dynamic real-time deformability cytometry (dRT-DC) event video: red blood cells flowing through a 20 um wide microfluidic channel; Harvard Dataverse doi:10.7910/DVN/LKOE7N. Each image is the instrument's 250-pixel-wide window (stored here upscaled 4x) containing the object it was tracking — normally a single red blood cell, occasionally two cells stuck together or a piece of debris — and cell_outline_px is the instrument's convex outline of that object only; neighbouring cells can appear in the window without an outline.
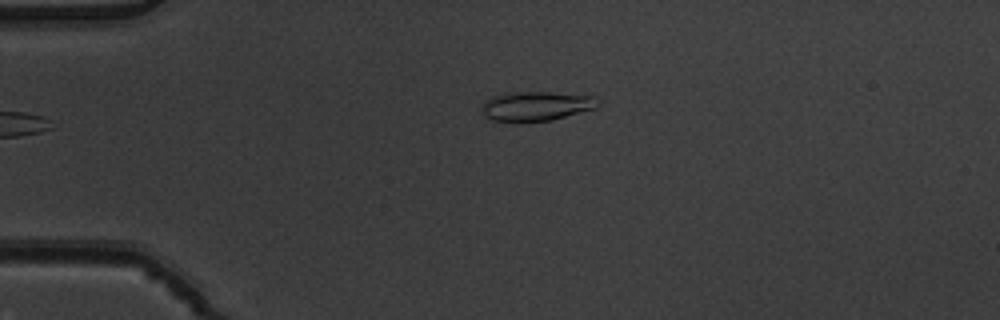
{"species": "common noctule bat (a hibernating species)", "species_latin": "Nyctalus noctula", "temperature_condition": "warm", "stored_images_in_passage": 5, "segment_of_instrument_passage": [2, 2], "camera_frame_rate_fps": 3000, "um_per_image_px": 0.085, "animal": {"sex": "male", "body_mass_g": 19.5, "forearm_length_mm": 54.6}, "frame": {"image": 1, "passage_image": 5, "time_ms": 1.333, "image_size_px": [1000, 320], "cell_outline_px": [[600, 104], [596, 108], [552, 120], [520, 124], [516, 124], [492, 120], [484, 116], [480, 108], [480, 104], [484, 100], [492, 96], [516, 92], [552, 92], [596, 96], [600, 100]], "centroid_in_image_um": [45.54, 9.05], "position_along_channel_um": 39.5, "area_um2": 20.75}}